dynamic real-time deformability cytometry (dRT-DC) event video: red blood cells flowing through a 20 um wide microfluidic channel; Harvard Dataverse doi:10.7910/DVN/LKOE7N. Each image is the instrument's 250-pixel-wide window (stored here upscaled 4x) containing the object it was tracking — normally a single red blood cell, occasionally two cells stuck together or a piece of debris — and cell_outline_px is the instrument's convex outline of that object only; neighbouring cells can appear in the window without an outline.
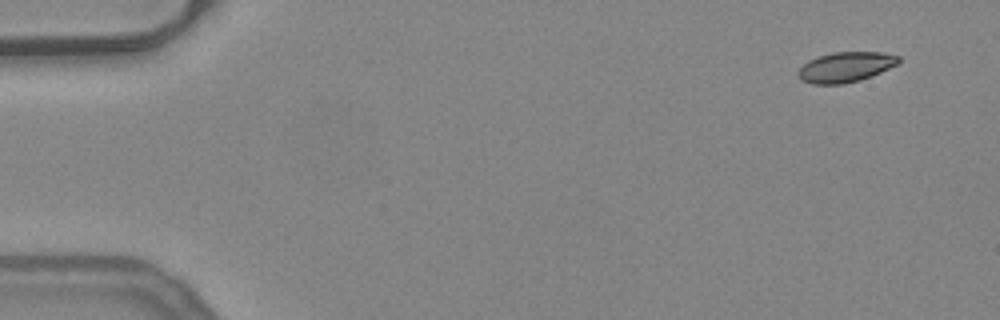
{"species": "common noctule bat (a hibernating species)", "species_latin": "Nyctalus noctula", "temperature_condition": "warm", "stored_images_in_passage": 50, "camera_frame_rate_fps": 3000, "um_per_image_px": 0.085, "animal": {"sex": "female", "body_mass_g": 24.6, "forearm_length_mm": 56.2}, "frame": {"image": 1, "passage_image": 1, "time_ms": 0.0, "image_size_px": [1000, 320], "cell_outline_px": [[900, 60], [896, 64], [872, 76], [860, 80], [844, 84], [812, 84], [800, 80], [796, 72], [808, 60], [832, 52], [880, 52], [900, 56]], "centroid_in_image_um": [71.84, 5.71], "position_along_channel_um": 13.2, "area_um2": 17.63}}
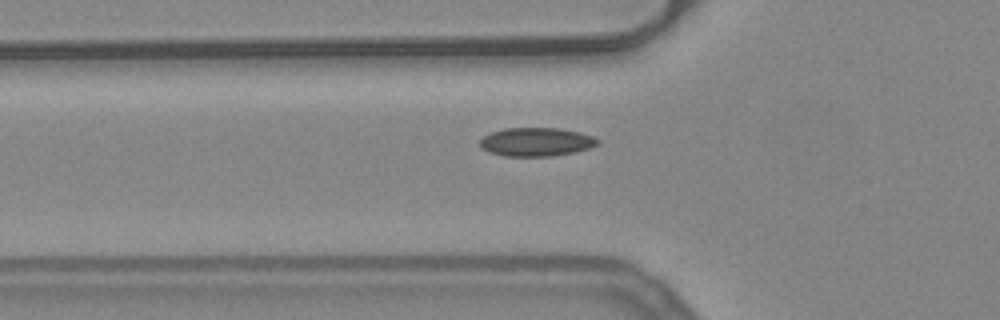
{"frame": {"image": 2, "passage_image": 16, "time_ms": 5.0, "image_size_px": [1000, 320], "cell_outline_px": [[600, 144], [576, 152], [552, 156], [504, 156], [488, 152], [480, 144], [480, 140], [484, 136], [492, 132], [504, 128], [560, 128], [580, 132], [592, 136], [600, 140]], "centroid_in_image_um": [45.62, 12.06], "position_along_channel_um": 80.2, "area_um2": 19.65}}
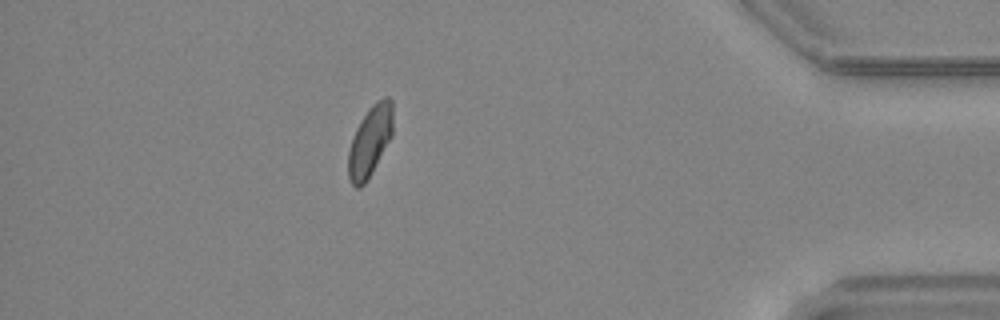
{"frame": {"image": 3, "passage_image": 44, "time_ms": 14.333, "image_size_px": [1000, 320], "cell_outline_px": [[392, 136], [372, 172], [364, 184], [360, 188], [356, 188], [352, 184], [348, 176], [348, 152], [356, 128], [360, 120], [368, 108], [376, 100], [384, 96], [388, 96], [392, 100]], "centroid_in_image_um": [31.45, 11.97], "position_along_channel_um": 403.8, "area_um2": 18.38}, "authors_computed_cell_mechanics": {"area_um2": 18.6116, "velocity_mm_per_s": 3.9405, "shape_relaxation_time_tau1_ms": 10.0091, "shape_relaxation_time_tau2_ms": 4.07, "deformation_change_tau1": 0.1415, "deformation_change_tau2": 0.0643}}